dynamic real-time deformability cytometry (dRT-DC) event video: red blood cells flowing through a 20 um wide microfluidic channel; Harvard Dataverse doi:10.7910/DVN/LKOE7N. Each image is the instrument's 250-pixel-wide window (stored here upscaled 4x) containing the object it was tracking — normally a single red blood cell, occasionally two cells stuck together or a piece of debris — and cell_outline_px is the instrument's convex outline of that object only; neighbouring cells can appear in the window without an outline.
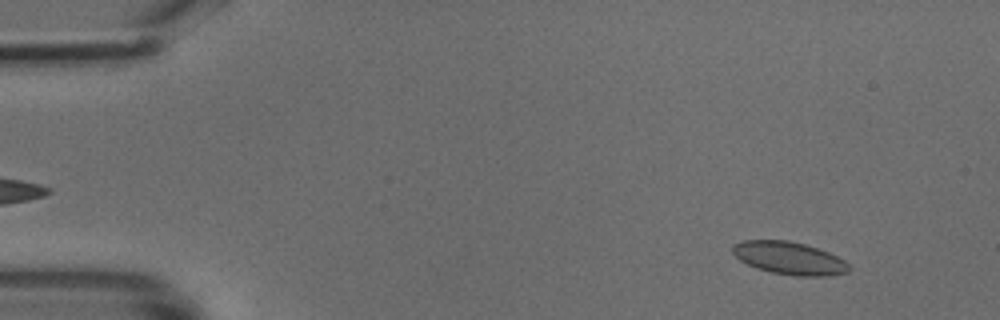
{"species": "common noctule bat (a hibernating species)", "species_latin": "Nyctalus noctula", "temperature_condition": "cold", "stored_images_in_passage": 49, "camera_frame_rate_fps": 3000, "um_per_image_px": 0.085, "animal": {"sex": "male", "body_mass_g": 18.8}, "frame": {"image": 1, "passage_image": 5, "time_ms": 1.333, "image_size_px": [1000, 320], "cell_outline_px": [[852, 268], [848, 272], [828, 276], [796, 276], [772, 272], [748, 264], [740, 260], [732, 252], [732, 244], [744, 240], [788, 240], [804, 244], [828, 252], [844, 260]], "centroid_in_image_um": [67.1, 21.94], "position_along_channel_um": 17.9, "area_um2": 22.02}}
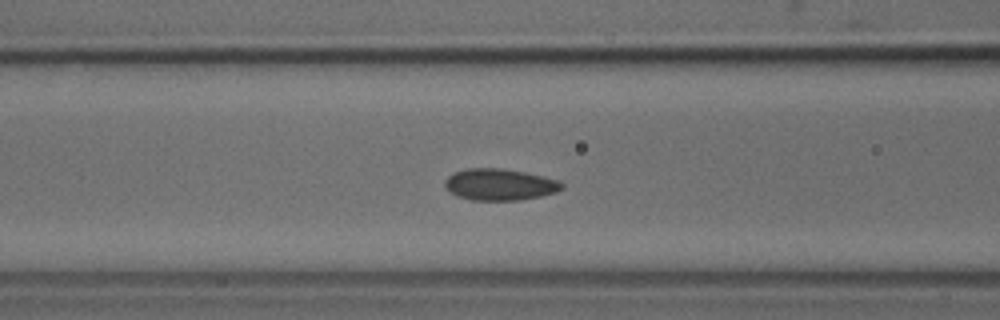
{"frame": {"image": 2, "passage_image": 20, "time_ms": 6.333, "image_size_px": [1000, 320], "cell_outline_px": [[564, 188], [556, 192], [540, 196], [520, 200], [472, 200], [456, 196], [444, 184], [444, 180], [452, 172], [468, 168], [504, 168], [524, 172], [560, 180], [564, 184]], "centroid_in_image_um": [42.49, 15.68], "position_along_channel_um": 124.1, "area_um2": 21.62}}
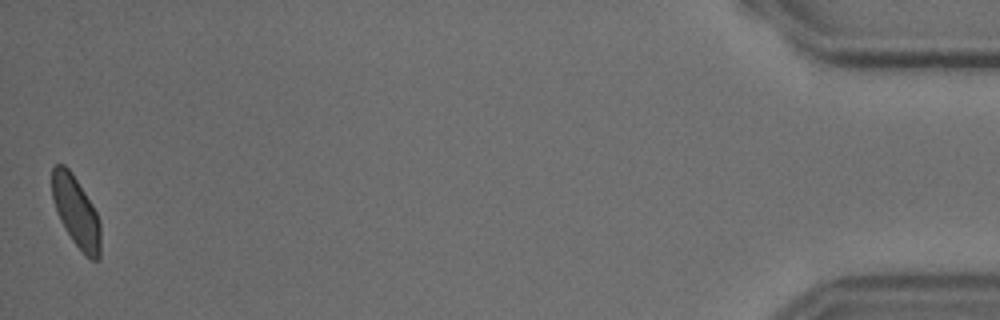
{"frame": {"image": 3, "passage_image": 49, "time_ms": 16.0, "image_size_px": [1000, 320], "cell_outline_px": [[100, 260], [92, 260], [72, 240], [64, 228], [56, 212], [52, 196], [52, 168], [56, 164], [64, 164], [72, 172], [92, 204], [96, 212], [100, 224]], "centroid_in_image_um": [6.46, 17.97], "position_along_channel_um": 428.7, "area_um2": 19.83}}